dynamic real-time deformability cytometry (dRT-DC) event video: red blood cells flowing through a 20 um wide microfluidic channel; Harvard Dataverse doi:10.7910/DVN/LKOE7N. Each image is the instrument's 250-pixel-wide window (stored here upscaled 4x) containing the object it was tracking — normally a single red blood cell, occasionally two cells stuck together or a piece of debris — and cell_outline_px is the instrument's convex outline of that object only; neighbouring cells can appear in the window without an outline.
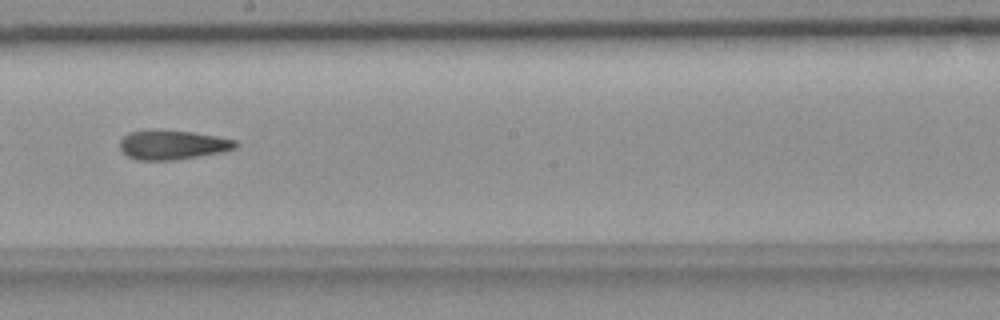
{"species": "common noctule bat (a hibernating species)", "species_latin": "Nyctalus noctula", "temperature_condition": "room temperature", "stored_images_in_passage": 56, "camera_frame_rate_fps": 3000, "um_per_image_px": 0.085, "animal": {"sex": "female", "body_mass_g": 18.4}, "frame": {"image": 1, "passage_image": 32, "time_ms": 10.333, "image_size_px": [1000, 320], "cell_outline_px": [[240, 144], [236, 148], [224, 152], [172, 160], [136, 160], [120, 152], [120, 140], [128, 132], [192, 132], [216, 136], [236, 140]], "centroid_in_image_um": [14.7, 12.35], "position_along_channel_um": 233.5, "area_um2": 19.31}}
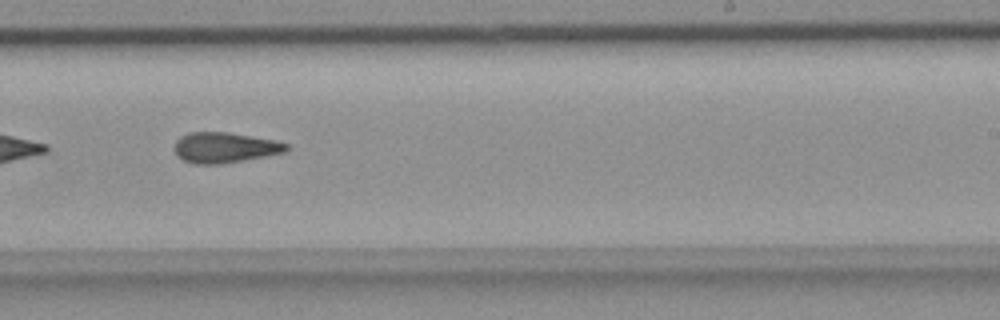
{"frame": {"image": 2, "passage_image": 35, "time_ms": 11.333, "image_size_px": [1000, 320], "cell_outline_px": [[288, 148], [284, 152], [244, 160], [220, 164], [192, 164], [176, 156], [176, 140], [180, 136], [188, 132], [228, 132], [272, 140], [288, 144]], "centroid_in_image_um": [19.05, 12.54], "position_along_channel_um": 269.9, "area_um2": 19.65}}
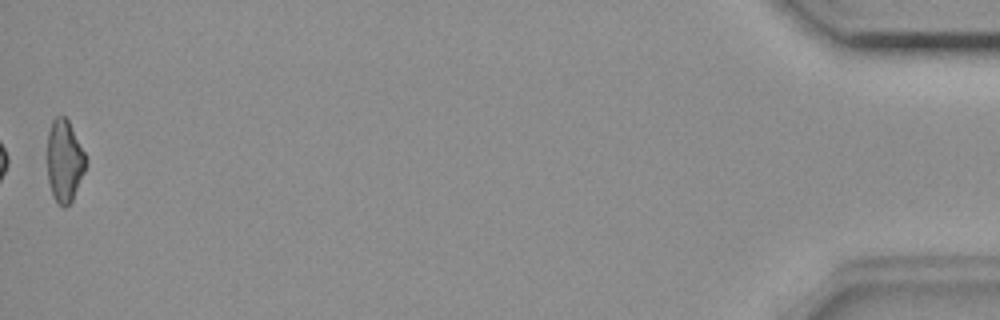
{"frame": {"image": 3, "passage_image": 56, "time_ms": 18.333, "image_size_px": [1000, 320], "cell_outline_px": [[88, 160], [84, 172], [72, 200], [64, 208], [56, 200], [52, 192], [48, 180], [48, 132], [52, 120], [56, 116], [64, 116], [68, 120]], "centroid_in_image_um": [5.48, 13.65], "position_along_channel_um": 429.7, "area_um2": 18.15}, "authors_computed_cell_mechanics": {"area_um2": 20.1144, "velocity_mm_per_s": 3.6536, "shape_relaxation_time_tau1_ms": null, "shape_relaxation_time_tau2_ms": 5.5168, "deformation_change_tau1": null, "deformation_change_tau2": 0.1663}}